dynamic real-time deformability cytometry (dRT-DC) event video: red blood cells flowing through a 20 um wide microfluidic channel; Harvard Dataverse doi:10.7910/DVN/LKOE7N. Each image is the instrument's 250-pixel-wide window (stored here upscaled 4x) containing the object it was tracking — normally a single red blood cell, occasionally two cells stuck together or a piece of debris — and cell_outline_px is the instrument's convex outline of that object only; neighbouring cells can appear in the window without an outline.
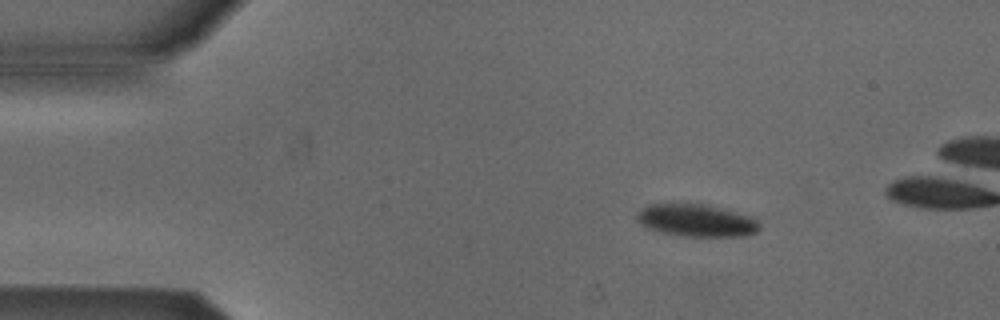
{"species": "Egyptian fruit bat (a non-hibernating species)", "species_latin": "Rousettus aegyptiacus", "temperature_condition": "cold", "stored_images_in_passage": 5, "camera_frame_rate_fps": 3000, "um_per_image_px": 0.085, "animal": {"sex": "male"}, "frame": {"image": 1, "passage_image": 2, "time_ms": 0.333, "image_size_px": [1000, 320], "cell_outline_px": [[760, 228], [756, 232], [744, 236], [684, 236], [660, 232], [648, 228], [640, 224], [636, 220], [636, 212], [640, 208], [648, 204], [668, 200], [680, 200], [708, 204], [752, 216], [760, 224]], "centroid_in_image_um": [59.1, 18.66], "position_along_channel_um": 25.9, "area_um2": 24.39}}